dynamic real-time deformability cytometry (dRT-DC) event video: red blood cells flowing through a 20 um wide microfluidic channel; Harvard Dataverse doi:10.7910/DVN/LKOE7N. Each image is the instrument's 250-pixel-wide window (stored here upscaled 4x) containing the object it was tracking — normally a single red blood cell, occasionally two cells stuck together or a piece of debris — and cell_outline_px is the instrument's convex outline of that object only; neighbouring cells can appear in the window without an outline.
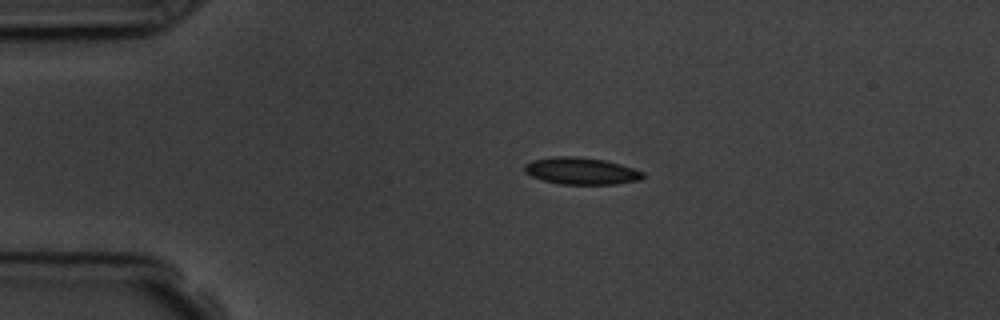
{"species": "common noctule bat (a hibernating species)", "species_latin": "Nyctalus noctula", "temperature_condition": "room temperature", "stored_images_in_passage": 3, "camera_frame_rate_fps": 3000, "um_per_image_px": 0.085, "animal": {"sex": "male", "body_mass_g": 19.5, "forearm_length_mm": 54.6}, "frame": {"image": 1, "passage_image": 2, "time_ms": 1.0, "image_size_px": [1000, 320], "cell_outline_px": [[644, 176], [640, 180], [616, 184], [560, 184], [544, 180], [532, 176], [524, 172], [524, 164], [532, 160], [552, 156], [576, 156], [604, 160], [620, 164], [644, 172]], "centroid_in_image_um": [49.38, 14.52], "position_along_channel_um": 35.6, "area_um2": 18.61}}